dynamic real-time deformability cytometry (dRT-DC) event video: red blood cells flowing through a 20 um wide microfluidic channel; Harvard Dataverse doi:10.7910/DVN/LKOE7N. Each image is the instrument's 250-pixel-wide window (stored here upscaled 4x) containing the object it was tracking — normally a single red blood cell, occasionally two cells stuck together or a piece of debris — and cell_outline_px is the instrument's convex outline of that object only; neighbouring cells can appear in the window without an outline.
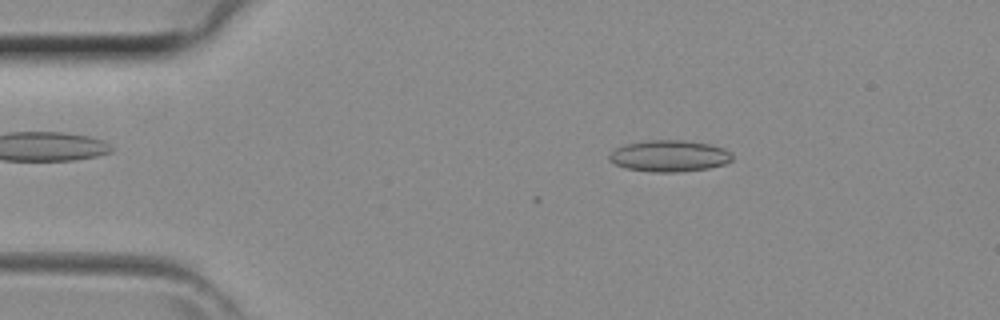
{"species": "common noctule bat (a hibernating species)", "species_latin": "Nyctalus noctula", "temperature_condition": "room temperature", "stored_images_in_passage": 43, "camera_frame_rate_fps": 3000, "um_per_image_px": 0.085, "animal": {"sex": "female", "body_mass_g": 29.2, "forearm_length_mm": 56.3}, "frame": {"image": 1, "passage_image": 8, "time_ms": 2.333, "image_size_px": [1000, 320], "cell_outline_px": [[732, 160], [724, 164], [708, 168], [676, 172], [652, 172], [624, 168], [608, 160], [608, 156], [616, 148], [624, 144], [648, 140], [684, 140], [708, 144], [724, 148], [732, 156]], "centroid_in_image_um": [56.86, 13.25], "position_along_channel_um": 28.1, "area_um2": 22.48}}
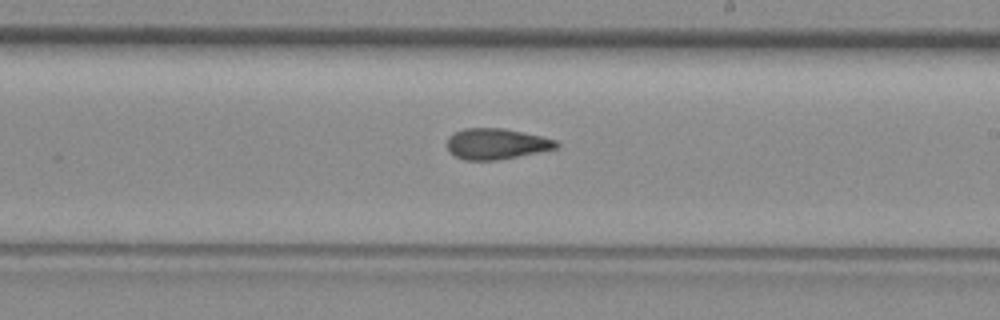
{"frame": {"image": 2, "passage_image": 25, "time_ms": 8.0, "image_size_px": [1000, 320], "cell_outline_px": [[560, 148], [496, 160], [464, 160], [456, 156], [448, 148], [448, 136], [464, 128], [500, 128], [540, 136], [556, 140], [560, 144]], "centroid_in_image_um": [42.21, 12.23], "position_along_channel_um": 246.8, "area_um2": 19.36}}
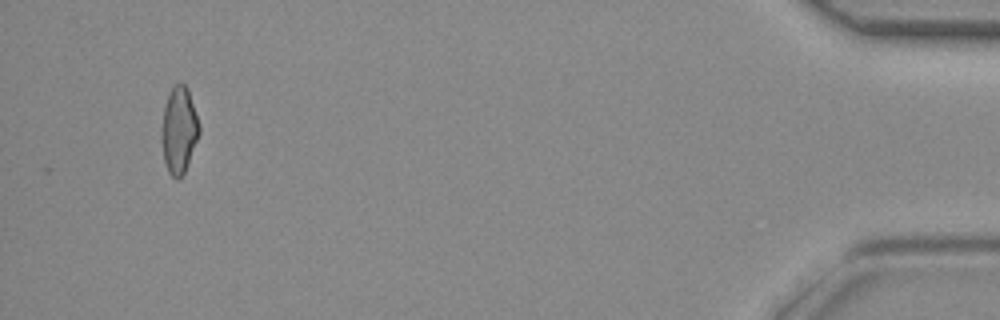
{"frame": {"image": 3, "passage_image": 41, "time_ms": 13.333, "image_size_px": [1000, 320], "cell_outline_px": [[200, 132], [184, 172], [176, 180], [168, 172], [164, 160], [160, 140], [160, 132], [164, 108], [172, 84], [184, 84], [188, 88], [200, 124]], "centroid_in_image_um": [15.19, 11.04], "position_along_channel_um": 420.0, "area_um2": 19.07}}